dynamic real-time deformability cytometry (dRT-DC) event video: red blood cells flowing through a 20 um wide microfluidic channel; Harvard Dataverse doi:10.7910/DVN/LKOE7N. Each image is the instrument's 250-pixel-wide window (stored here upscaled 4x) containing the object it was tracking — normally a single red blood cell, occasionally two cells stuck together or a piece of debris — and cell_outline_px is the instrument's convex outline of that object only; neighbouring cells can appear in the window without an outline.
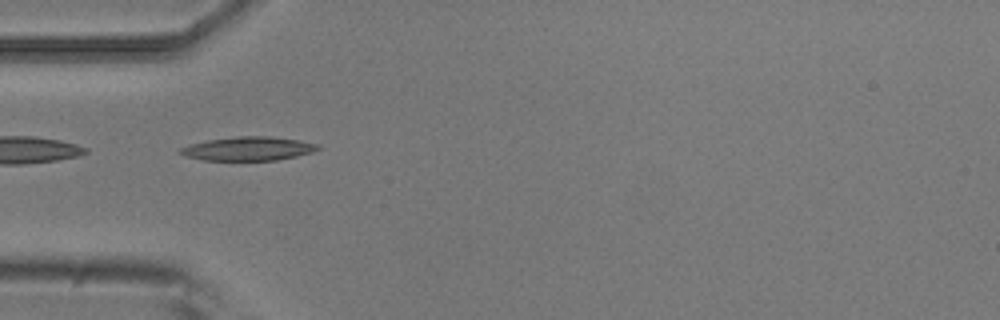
{"species": "common noctule bat (a hibernating species)", "species_latin": "Nyctalus noctula", "temperature_condition": "room temperature", "stored_images_in_passage": 6, "camera_frame_rate_fps": 3000, "um_per_image_px": 0.085, "animal": {"sex": "male", "body_mass_g": 20.5, "forearm_length_mm": 52.5}, "frame": {"image": 1, "passage_image": 5, "time_ms": 1.333, "image_size_px": [1000, 320], "cell_outline_px": [[320, 148], [312, 152], [296, 156], [276, 160], [204, 160], [184, 156], [176, 152], [180, 148], [188, 144], [208, 140], [236, 136], [268, 136], [296, 140], [320, 144]], "centroid_in_image_um": [21.05, 12.63], "position_along_channel_um": 64.0, "area_um2": 19.07}}
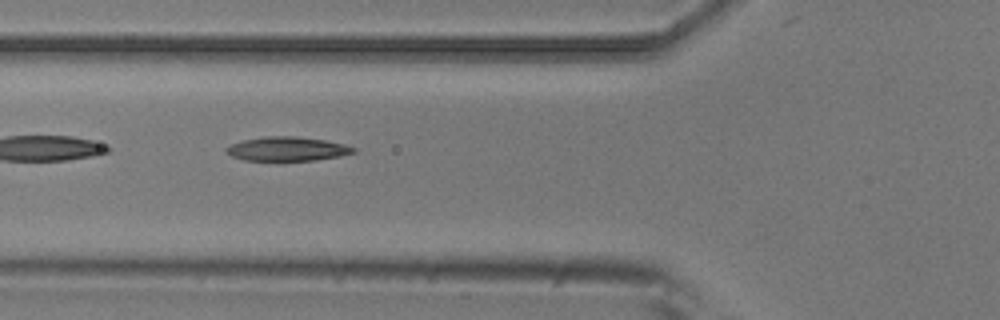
{"frame": {"image": 2, "passage_image": 6, "time_ms": 1.667, "image_size_px": [1000, 320], "cell_outline_px": [[356, 152], [340, 156], [316, 160], [280, 164], [244, 160], [232, 156], [224, 152], [224, 148], [228, 144], [244, 140], [264, 136], [296, 136], [324, 140], [344, 144], [356, 148]], "centroid_in_image_um": [24.34, 12.71], "position_along_channel_um": 101.5, "area_um2": 18.96}}